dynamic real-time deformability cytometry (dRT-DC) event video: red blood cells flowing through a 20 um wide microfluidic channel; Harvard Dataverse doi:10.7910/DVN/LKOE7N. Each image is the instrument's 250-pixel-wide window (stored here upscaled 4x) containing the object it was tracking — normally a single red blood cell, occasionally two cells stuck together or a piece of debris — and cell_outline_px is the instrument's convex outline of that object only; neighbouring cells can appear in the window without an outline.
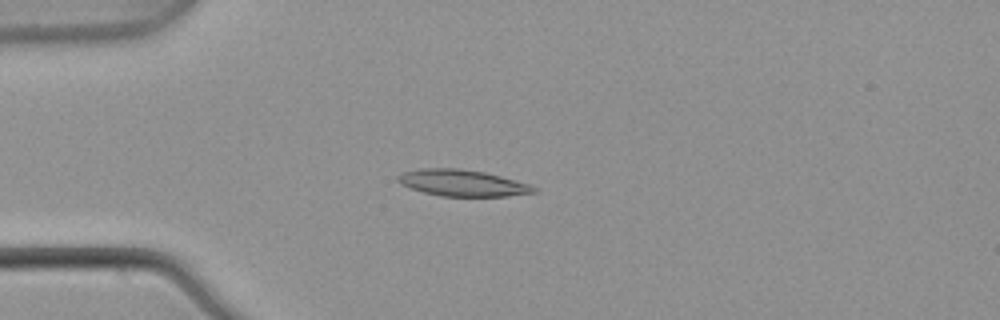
{"species": "common noctule bat (a hibernating species)", "species_latin": "Nyctalus noctula", "temperature_condition": "warm", "stored_images_in_passage": 7, "camera_frame_rate_fps": 3000, "um_per_image_px": 0.085, "animal": {"sex": "male", "body_mass_g": 21.5, "forearm_length_mm": 52.0}, "frame": {"image": 1, "passage_image": 5, "time_ms": 1.333, "image_size_px": [1000, 320], "cell_outline_px": [[540, 192], [508, 196], [440, 196], [424, 192], [400, 184], [396, 180], [396, 176], [400, 172], [420, 168], [460, 168], [484, 172], [532, 184]], "centroid_in_image_um": [39.31, 15.54], "position_along_channel_um": 45.7, "area_um2": 21.21}}
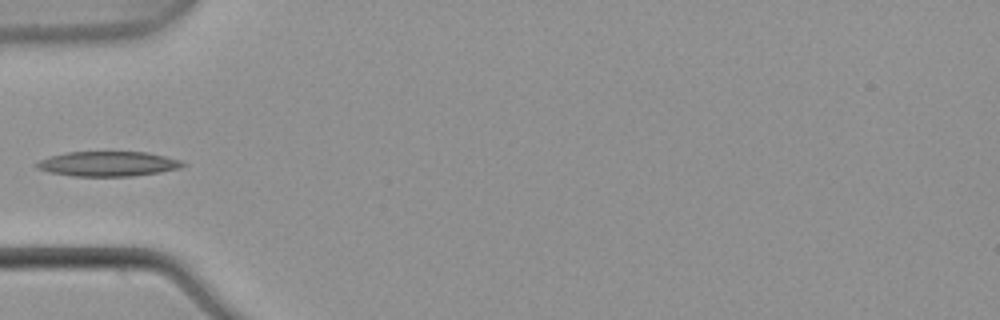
{"frame": {"image": 2, "passage_image": 6, "time_ms": 1.667, "image_size_px": [1000, 320], "cell_outline_px": [[188, 164], [180, 168], [160, 172], [132, 176], [72, 176], [48, 172], [36, 168], [32, 164], [40, 160], [52, 156], [68, 152], [148, 152], [180, 160]], "centroid_in_image_um": [9.17, 13.93], "position_along_channel_um": 75.8, "area_um2": 21.21}}
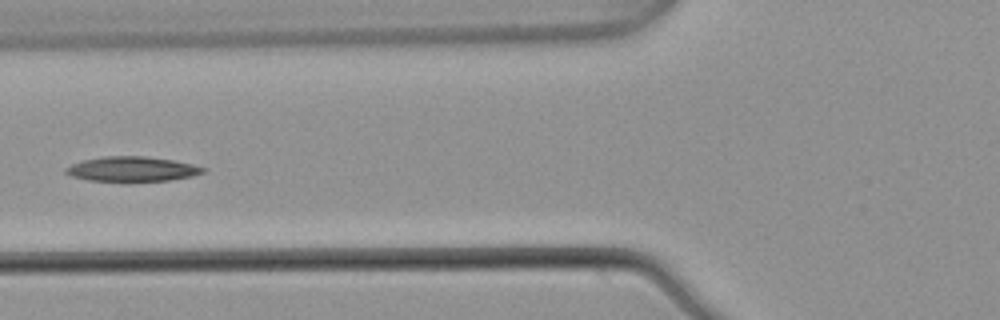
{"frame": {"image": 3, "passage_image": 7, "time_ms": 2.0, "image_size_px": [1000, 320], "cell_outline_px": [[208, 168], [204, 172], [192, 176], [168, 180], [88, 180], [72, 176], [64, 172], [64, 168], [72, 164], [84, 160], [104, 156], [144, 156], [172, 160], [192, 164]], "centroid_in_image_um": [11.23, 14.35], "position_along_channel_um": 114.6, "area_um2": 19.42}}